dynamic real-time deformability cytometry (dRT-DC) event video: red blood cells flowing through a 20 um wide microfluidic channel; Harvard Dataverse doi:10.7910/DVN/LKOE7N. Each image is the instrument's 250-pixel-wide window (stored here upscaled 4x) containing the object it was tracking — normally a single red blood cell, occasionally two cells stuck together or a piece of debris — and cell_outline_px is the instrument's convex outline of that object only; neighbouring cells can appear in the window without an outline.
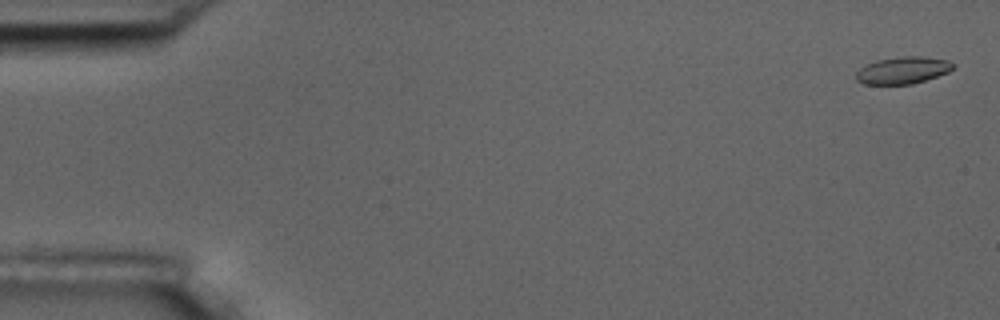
{"species": "common noctule bat (a hibernating species)", "species_latin": "Nyctalus noctula", "temperature_condition": "room temperature", "stored_images_in_passage": 54, "camera_frame_rate_fps": 3000, "um_per_image_px": 0.085, "animal": {"sex": "male", "body_mass_g": 17.5, "forearm_length_mm": 52.3}, "frame": {"image": 1, "passage_image": 2, "time_ms": 0.333, "image_size_px": [1000, 320], "cell_outline_px": [[956, 64], [948, 72], [912, 84], [864, 84], [856, 80], [856, 72], [860, 68], [868, 64], [880, 60], [904, 56], [920, 56], [944, 60]], "centroid_in_image_um": [76.72, 5.98], "position_along_channel_um": 8.3, "area_um2": 14.91}}
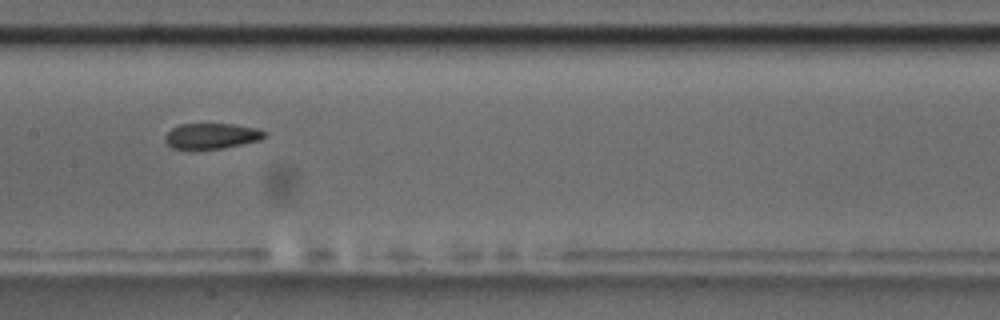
{"frame": {"image": 2, "passage_image": 29, "time_ms": 9.333, "image_size_px": [1000, 320], "cell_outline_px": [[268, 136], [260, 140], [224, 148], [192, 152], [172, 148], [164, 140], [164, 136], [172, 128], [180, 124], [236, 124], [256, 128], [268, 132]], "centroid_in_image_um": [17.97, 11.6], "position_along_channel_um": 189.4, "area_um2": 15.55}}
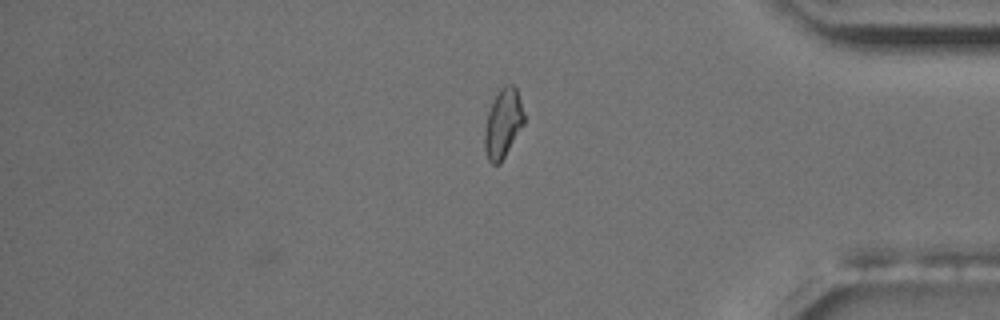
{"frame": {"image": 3, "passage_image": 48, "time_ms": 15.667, "image_size_px": [1000, 320], "cell_outline_px": [[524, 124], [500, 164], [492, 164], [488, 160], [484, 148], [484, 128], [488, 112], [500, 88], [504, 84], [512, 84], [516, 88], [524, 112]], "centroid_in_image_um": [42.75, 10.5], "position_along_channel_um": 392.5, "area_um2": 15.84}}